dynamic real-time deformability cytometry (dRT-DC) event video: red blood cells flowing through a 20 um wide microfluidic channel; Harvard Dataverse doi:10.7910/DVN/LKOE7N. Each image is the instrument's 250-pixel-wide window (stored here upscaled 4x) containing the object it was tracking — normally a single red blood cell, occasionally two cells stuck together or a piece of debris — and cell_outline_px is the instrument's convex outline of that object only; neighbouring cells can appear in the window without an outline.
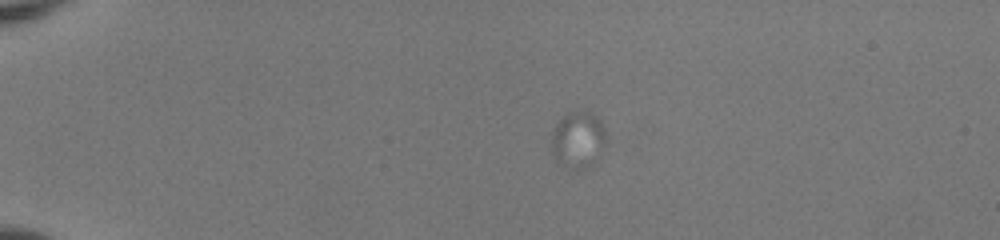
{"species": "human", "species_latin": "Homo sapiens", "temperature_condition": "room temperature", "stored_images_in_passage": 50, "camera_frame_rate_fps": 3000, "um_per_image_px": 0.085, "donor": {"sex": "female"}, "frame": {"image": 1, "passage_image": 1, "time_ms": 0.0, "image_size_px": [1000, 240], "cell_outline_px": [[608, 144], [592, 168], [576, 172], [556, 160], [552, 156], [552, 132], [556, 124], [568, 112], [592, 112], [600, 120], [608, 132]], "centroid_in_image_um": [49.22, 11.94], "position_along_channel_um": 35.8, "area_um2": 18.9}}
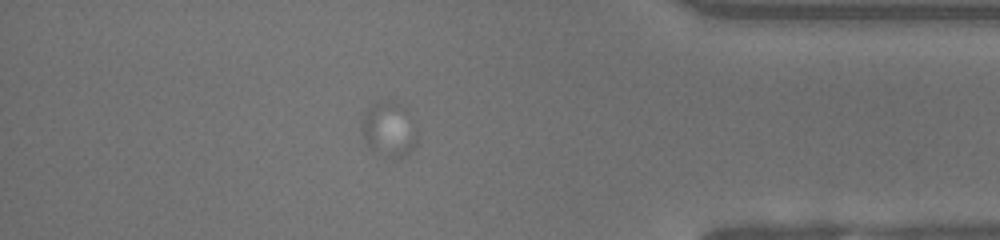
{"frame": {"image": 2, "passage_image": 43, "time_ms": 14.0, "image_size_px": [1000, 240], "cell_outline_px": [[416, 144], [408, 156], [396, 160], [384, 156], [372, 148], [360, 136], [360, 128], [364, 112], [376, 100], [392, 100], [408, 108], [416, 132]], "centroid_in_image_um": [33.05, 10.98], "position_along_channel_um": 402.1, "area_um2": 18.38}}